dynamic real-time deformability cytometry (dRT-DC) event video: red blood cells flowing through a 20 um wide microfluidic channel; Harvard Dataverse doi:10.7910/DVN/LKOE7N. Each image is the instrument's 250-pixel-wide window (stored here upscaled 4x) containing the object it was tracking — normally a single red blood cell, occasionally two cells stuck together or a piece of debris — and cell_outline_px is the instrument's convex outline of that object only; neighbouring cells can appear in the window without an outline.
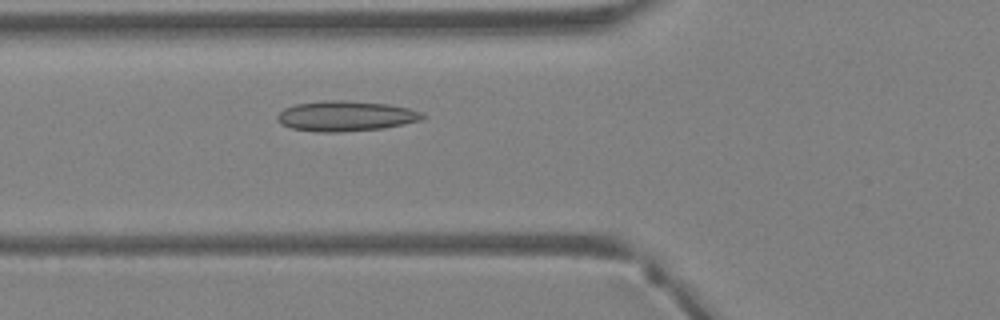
{"species": "Egyptian fruit bat (a non-hibernating species)", "species_latin": "Rousettus aegyptiacus", "temperature_condition": "warm", "stored_images_in_passage": 35, "camera_frame_rate_fps": 3000, "um_per_image_px": 0.085, "animal": {"sex": "female"}, "frame": {"image": 1, "passage_image": 10, "time_ms": 3.0, "image_size_px": [1000, 320], "cell_outline_px": [[428, 116], [420, 120], [404, 124], [384, 128], [340, 132], [316, 132], [292, 128], [280, 124], [276, 120], [276, 116], [284, 108], [296, 104], [324, 100], [340, 100], [388, 104], [408, 108], [420, 112]], "centroid_in_image_um": [29.36, 9.87], "position_along_channel_um": 96.4, "area_um2": 25.66}}
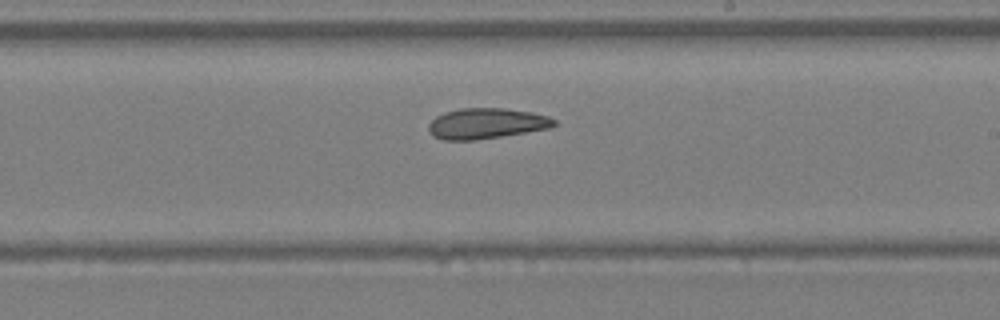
{"frame": {"image": 2, "passage_image": 19, "time_ms": 6.0, "image_size_px": [1000, 320], "cell_outline_px": [[556, 124], [548, 128], [476, 140], [444, 140], [432, 136], [428, 132], [428, 124], [436, 116], [444, 112], [460, 108], [504, 108], [532, 112], [548, 116], [556, 120]], "centroid_in_image_um": [41.29, 10.49], "position_along_channel_um": 247.7, "area_um2": 22.37}}
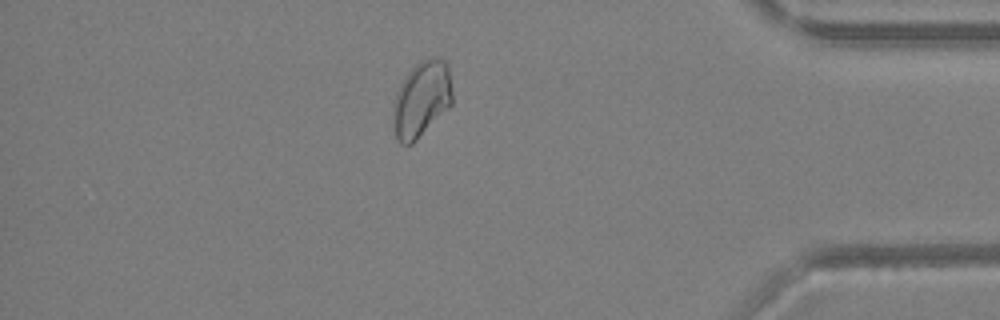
{"frame": {"image": 3, "passage_image": 30, "time_ms": 9.667, "image_size_px": [1000, 320], "cell_outline_px": [[452, 104], [412, 144], [400, 144], [396, 140], [392, 124], [392, 104], [396, 92], [400, 84], [408, 72], [420, 60], [432, 56], [436, 56], [444, 60], [448, 64], [452, 92]], "centroid_in_image_um": [35.8, 8.42], "position_along_channel_um": 399.4, "area_um2": 26.59}}